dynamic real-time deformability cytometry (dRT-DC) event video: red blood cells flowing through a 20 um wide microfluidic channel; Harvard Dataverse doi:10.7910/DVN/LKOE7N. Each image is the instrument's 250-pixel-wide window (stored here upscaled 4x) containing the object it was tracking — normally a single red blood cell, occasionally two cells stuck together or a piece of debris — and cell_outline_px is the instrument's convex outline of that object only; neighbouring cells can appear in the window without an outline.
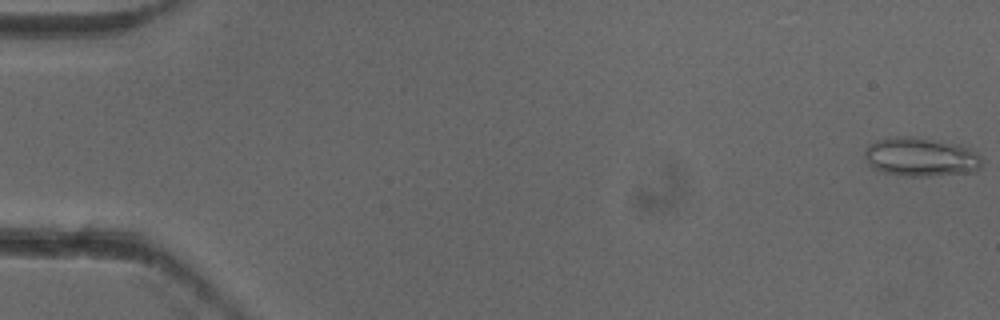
{"species": "common noctule bat (a hibernating species)", "species_latin": "Nyctalus noctula", "temperature_condition": "cold", "stored_images_in_passage": 5, "camera_frame_rate_fps": 3000, "um_per_image_px": 0.085, "animal": {"sex": "female"}, "frame": {"image": 1, "passage_image": 1, "time_ms": 0.0, "image_size_px": [1000, 320], "cell_outline_px": [[984, 160], [980, 168], [976, 172], [928, 176], [908, 176], [884, 172], [868, 164], [864, 156], [864, 152], [868, 144], [876, 140], [888, 136], [912, 136], [960, 144], [976, 152]], "centroid_in_image_um": [78.29, 13.33], "position_along_channel_um": 6.7, "area_um2": 26.93}}